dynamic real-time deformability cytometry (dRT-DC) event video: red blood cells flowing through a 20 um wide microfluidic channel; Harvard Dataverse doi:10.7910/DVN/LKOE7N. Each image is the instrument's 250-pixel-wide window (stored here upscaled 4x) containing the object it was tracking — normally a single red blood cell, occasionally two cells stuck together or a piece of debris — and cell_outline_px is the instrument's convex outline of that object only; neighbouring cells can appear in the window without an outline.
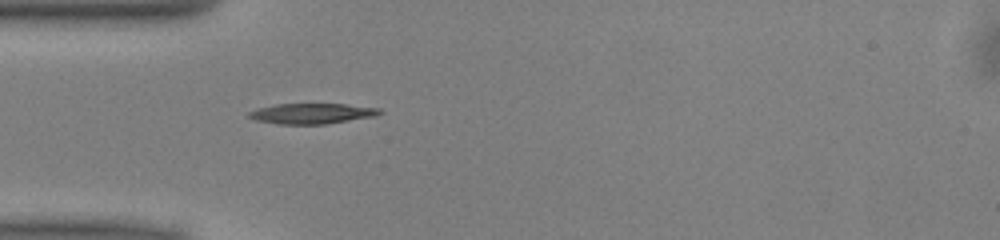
{"species": "common noctule bat (a hibernating species)", "species_latin": "Nyctalus noctula", "temperature_condition": "warm", "stored_images_in_passage": 37, "camera_frame_rate_fps": 3000, "um_per_image_px": 0.085, "animal": {"sex": "male", "body_mass_g": 13.0, "forearm_length_mm": 53.1}, "frame": {"image": 1, "passage_image": 1, "time_ms": 0.0, "image_size_px": [1000, 240], "cell_outline_px": [[384, 112], [376, 116], [324, 124], [276, 124], [256, 120], [248, 116], [248, 112], [256, 108], [276, 104], [344, 104], [380, 108]], "centroid_in_image_um": [26.51, 9.65], "position_along_channel_um": 58.5, "area_um2": 15.61}}
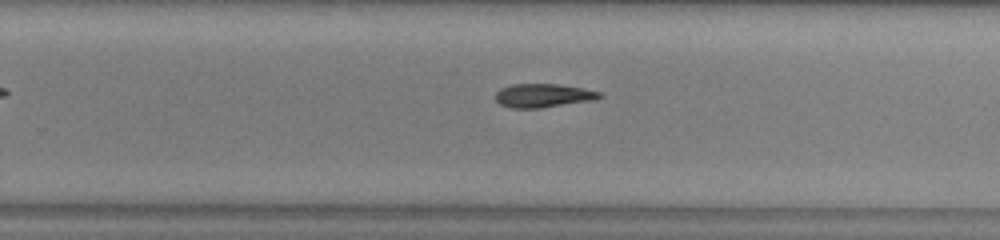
{"frame": {"image": 2, "passage_image": 18, "time_ms": 5.667, "image_size_px": [1000, 240], "cell_outline_px": [[604, 96], [596, 100], [540, 108], [508, 108], [500, 104], [496, 100], [496, 92], [500, 88], [512, 84], [556, 84], [584, 88], [600, 92]], "centroid_in_image_um": [46.18, 8.12], "position_along_channel_um": 283.6, "area_um2": 14.51}}
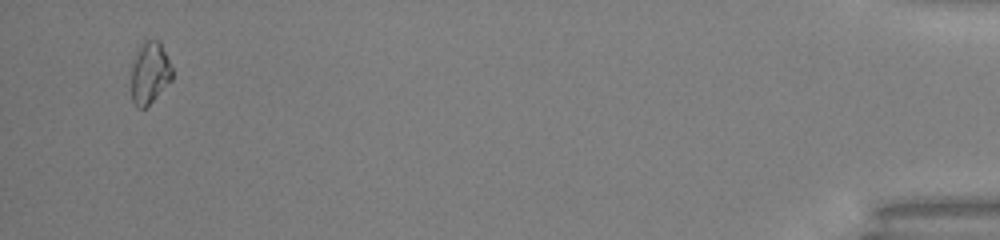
{"frame": {"image": 3, "passage_image": 35, "time_ms": 11.333, "image_size_px": [1000, 240], "cell_outline_px": [[172, 80], [144, 108], [136, 108], [132, 100], [132, 68], [140, 44], [144, 40], [160, 40], [172, 68]], "centroid_in_image_um": [12.74, 6.18], "position_along_channel_um": 422.5, "area_um2": 14.51}, "authors_computed_cell_mechanics": {"area_um2": 14.5078, "velocity_mm_per_s": 4.0237, "shape_relaxation_time_tau1_ms": 3.8248, "shape_relaxation_time_tau2_ms": null, "deformation_change_tau1": 0.1041, "deformation_change_tau2": null}}